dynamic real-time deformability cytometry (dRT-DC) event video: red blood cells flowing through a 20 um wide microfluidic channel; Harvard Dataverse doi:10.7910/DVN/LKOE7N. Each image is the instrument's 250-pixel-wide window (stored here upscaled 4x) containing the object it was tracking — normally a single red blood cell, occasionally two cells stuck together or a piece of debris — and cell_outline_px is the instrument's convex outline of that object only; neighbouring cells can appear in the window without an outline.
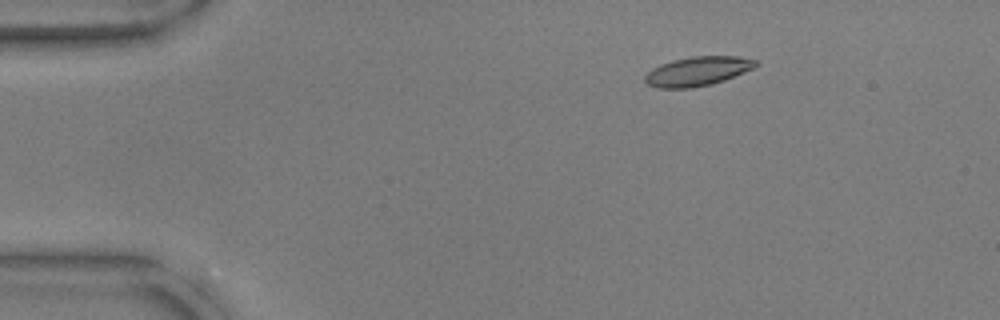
{"species": "common noctule bat (a hibernating species)", "species_latin": "Nyctalus noctula", "temperature_condition": "warm", "stored_images_in_passage": 49, "camera_frame_rate_fps": 3000, "um_per_image_px": 0.085, "animal": {"sex": "male", "body_mass_g": 17.9, "forearm_length_mm": 54.2}, "frame": {"image": 1, "passage_image": 4, "time_ms": 1.0, "image_size_px": [1000, 320], "cell_outline_px": [[760, 64], [744, 72], [724, 80], [712, 84], [692, 88], [660, 88], [648, 84], [644, 80], [644, 76], [652, 68], [660, 64], [672, 60], [692, 56], [740, 56], [756, 60]], "centroid_in_image_um": [59.29, 6.05], "position_along_channel_um": 25.7, "area_um2": 18.9}}
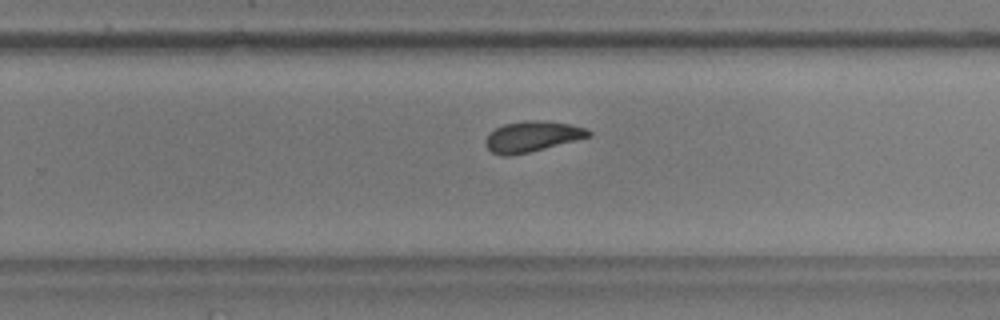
{"frame": {"image": 2, "passage_image": 30, "time_ms": 9.667, "image_size_px": [1000, 320], "cell_outline_px": [[592, 136], [512, 156], [500, 156], [492, 152], [484, 144], [484, 140], [488, 132], [504, 124], [524, 120], [544, 120], [572, 124], [588, 128], [592, 132]], "centroid_in_image_um": [45.22, 11.59], "position_along_channel_um": 284.6, "area_um2": 18.67}}
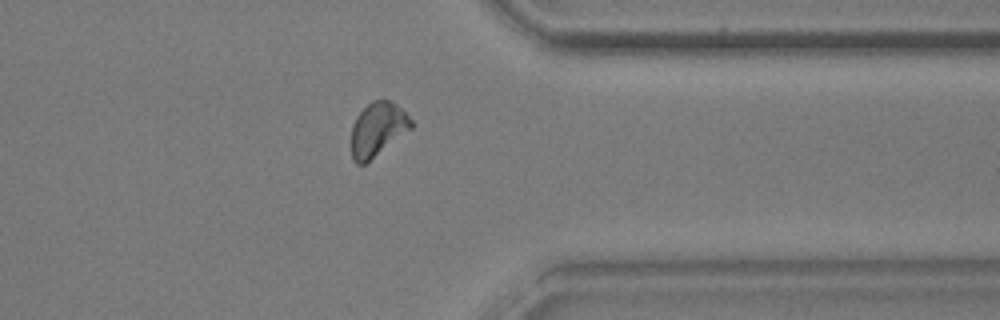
{"frame": {"image": 3, "passage_image": 38, "time_ms": 12.333, "image_size_px": [1000, 320], "cell_outline_px": [[412, 128], [364, 164], [356, 164], [352, 160], [352, 124], [356, 116], [372, 100], [392, 100], [412, 120]], "centroid_in_image_um": [32.08, 10.98], "position_along_channel_um": 379.3, "area_um2": 18.5}, "authors_computed_cell_mechanics": {"area_um2": 18.7272, "velocity_mm_per_s": 3.7886, "shape_relaxation_time_tau1_ms": 2.8523, "shape_relaxation_time_tau2_ms": 1.5567, "deformation_change_tau1": 0.124, "deformation_change_tau2": 0.0768}}